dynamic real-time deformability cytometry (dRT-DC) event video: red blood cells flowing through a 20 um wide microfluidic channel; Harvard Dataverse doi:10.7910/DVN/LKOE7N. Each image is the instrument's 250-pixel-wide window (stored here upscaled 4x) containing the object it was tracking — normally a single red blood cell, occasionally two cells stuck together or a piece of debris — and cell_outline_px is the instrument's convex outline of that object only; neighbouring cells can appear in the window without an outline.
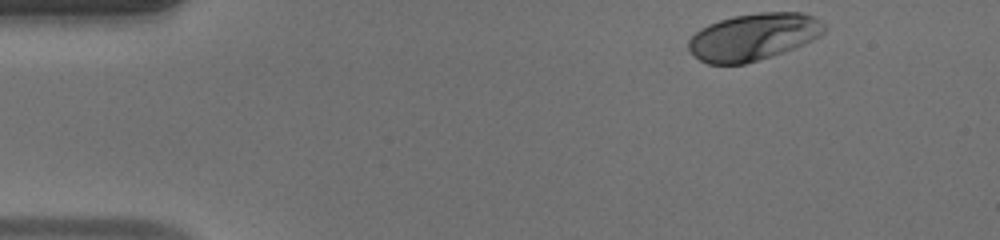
{"species": "human", "species_latin": "Homo sapiens", "temperature_condition": "warm", "stored_images_in_passage": 37, "camera_frame_rate_fps": 3000, "um_per_image_px": 0.085, "donor": {"sex": "male"}, "frame": {"image": 1, "passage_image": 1, "time_ms": 0.0, "image_size_px": [1000, 240], "cell_outline_px": [[828, 28], [820, 36], [812, 40], [792, 48], [744, 64], [708, 64], [700, 60], [688, 48], [688, 40], [700, 28], [708, 24], [732, 16], [760, 12], [800, 12], [812, 16], [824, 24]], "centroid_in_image_um": [64.03, 3.11], "position_along_channel_um": 21.0, "area_um2": 36.82}}
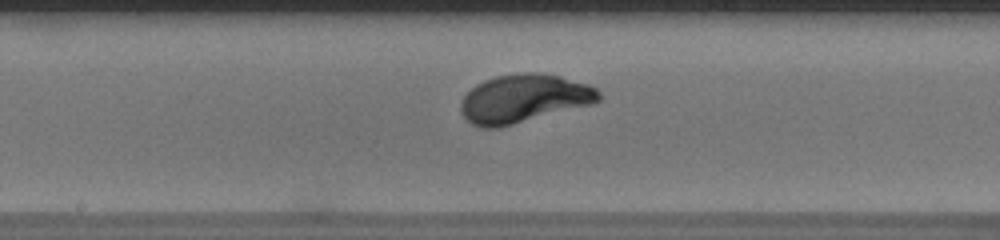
{"frame": {"image": 2, "passage_image": 21, "time_ms": 6.667, "image_size_px": [1000, 240], "cell_outline_px": [[600, 100], [592, 104], [500, 128], [480, 128], [472, 124], [460, 112], [460, 104], [464, 96], [476, 84], [484, 80], [496, 76], [516, 72], [540, 72], [560, 76], [588, 84], [596, 88], [600, 92]], "centroid_in_image_um": [44.52, 8.38], "position_along_channel_um": 203.7, "area_um2": 39.19}}
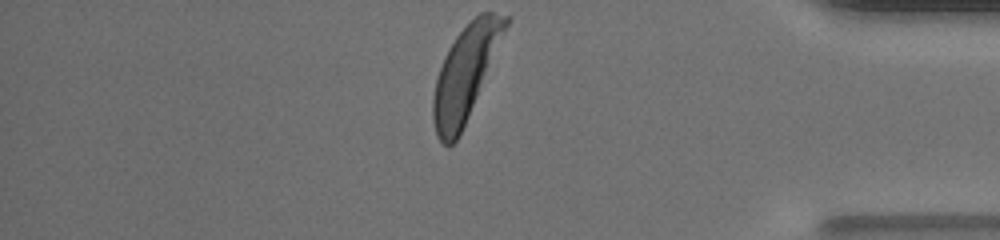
{"frame": {"image": 3, "passage_image": 37, "time_ms": 12.0, "image_size_px": [1000, 240], "cell_outline_px": [[512, 20], [468, 116], [456, 140], [448, 148], [436, 136], [432, 120], [432, 100], [436, 80], [444, 56], [448, 48], [456, 36], [480, 12], [492, 12], [512, 16]], "centroid_in_image_um": [39.58, 6.18], "position_along_channel_um": 395.6, "area_um2": 39.36}, "authors_computed_cell_mechanics": {"area_um2": 37.2232, "velocity_mm_per_s": 4.1377, "shape_relaxation_time_tau1_ms": 1.9735, "shape_relaxation_time_tau2_ms": null, "deformation_change_tau1": 0.17, "deformation_change_tau2": null}}